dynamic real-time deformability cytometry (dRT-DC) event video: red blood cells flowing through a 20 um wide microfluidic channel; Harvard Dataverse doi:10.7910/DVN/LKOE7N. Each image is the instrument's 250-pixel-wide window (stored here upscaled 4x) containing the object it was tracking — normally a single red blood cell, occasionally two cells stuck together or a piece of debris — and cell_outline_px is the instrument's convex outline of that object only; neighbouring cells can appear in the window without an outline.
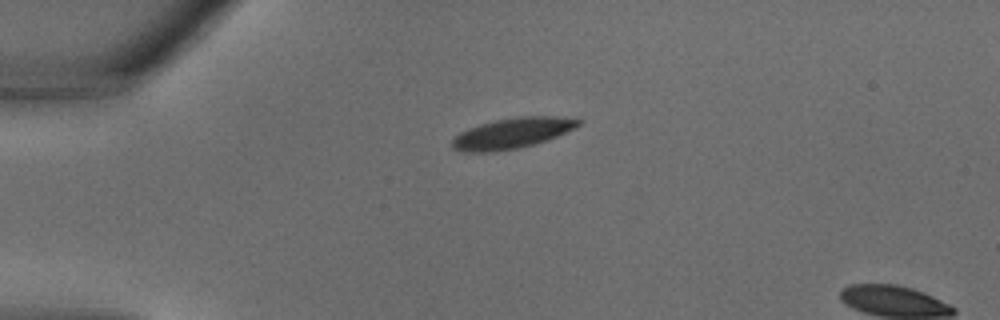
{"species": "common noctule bat (a hibernating species)", "species_latin": "Nyctalus noctula", "temperature_condition": "warm", "stored_images_in_passage": 4, "camera_frame_rate_fps": 3000, "um_per_image_px": 0.085, "animal": {"sex": "male", "body_mass_g": 18.8}, "frame": {"image": 1, "passage_image": 1, "time_ms": 0.0, "image_size_px": [1000, 320], "cell_outline_px": [[580, 124], [576, 128], [548, 140], [536, 144], [520, 148], [496, 152], [464, 152], [452, 148], [452, 140], [460, 132], [468, 128], [480, 124], [496, 120], [520, 116], [576, 116], [580, 120]], "centroid_in_image_um": [43.6, 11.32], "position_along_channel_um": 41.4, "area_um2": 22.89}}